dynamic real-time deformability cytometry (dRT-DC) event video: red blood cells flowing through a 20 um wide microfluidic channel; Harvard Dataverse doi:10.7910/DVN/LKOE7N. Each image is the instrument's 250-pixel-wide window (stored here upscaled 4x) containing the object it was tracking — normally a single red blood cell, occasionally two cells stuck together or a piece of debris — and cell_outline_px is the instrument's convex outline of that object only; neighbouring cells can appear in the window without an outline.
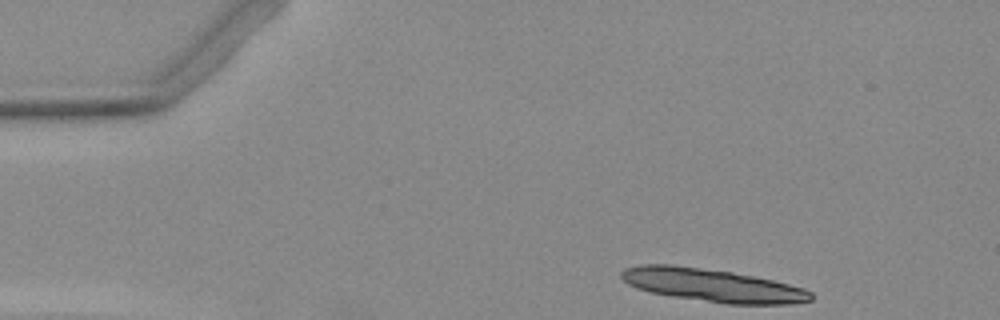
{"species": "Egyptian fruit bat (a non-hibernating species)", "species_latin": "Rousettus aegyptiacus", "temperature_condition": "warm", "stored_images_in_passage": 9, "camera_frame_rate_fps": 3000, "um_per_image_px": 0.085, "animal": {"sex": "female"}, "frame": {"image": 1, "passage_image": 1, "time_ms": 0.0, "image_size_px": [1000, 320], "cell_outline_px": [[812, 300], [788, 304], [724, 304], [672, 296], [652, 292], [636, 288], [628, 284], [620, 276], [620, 272], [624, 268], [640, 264], [672, 264], [732, 272], [772, 280], [804, 288], [812, 292]], "centroid_in_image_um": [60.52, 24.24], "position_along_channel_um": 24.5, "area_um2": 36.41}}